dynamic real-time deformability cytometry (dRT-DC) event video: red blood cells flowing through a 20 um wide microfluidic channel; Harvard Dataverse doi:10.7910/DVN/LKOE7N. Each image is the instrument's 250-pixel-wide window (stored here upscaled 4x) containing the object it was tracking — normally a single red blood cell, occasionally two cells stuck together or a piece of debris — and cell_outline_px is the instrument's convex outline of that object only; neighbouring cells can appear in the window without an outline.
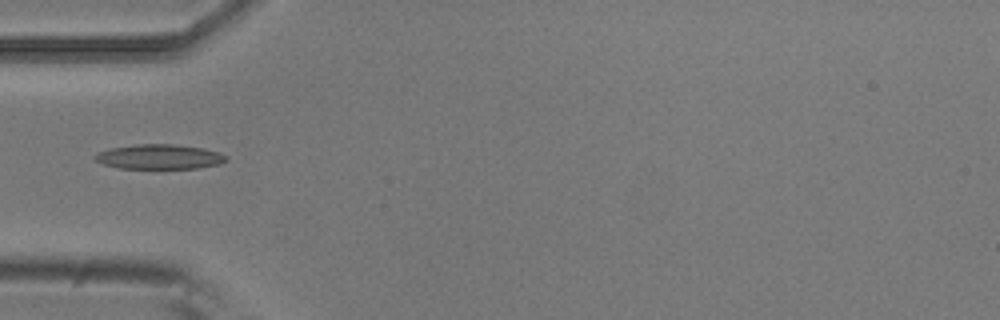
{"species": "common noctule bat (a hibernating species)", "species_latin": "Nyctalus noctula", "temperature_condition": "room temperature", "stored_images_in_passage": 5, "camera_frame_rate_fps": 3000, "um_per_image_px": 0.085, "animal": {"sex": "male", "body_mass_g": 20.5, "forearm_length_mm": 52.5}, "frame": {"image": 1, "passage_image": 4, "time_ms": 1.0, "image_size_px": [1000, 320], "cell_outline_px": [[228, 160], [220, 164], [196, 168], [120, 168], [104, 164], [96, 160], [92, 156], [100, 152], [112, 148], [136, 144], [176, 144], [204, 148], [220, 152], [228, 156]], "centroid_in_image_um": [13.61, 13.32], "position_along_channel_um": 71.4, "area_um2": 18.9}}
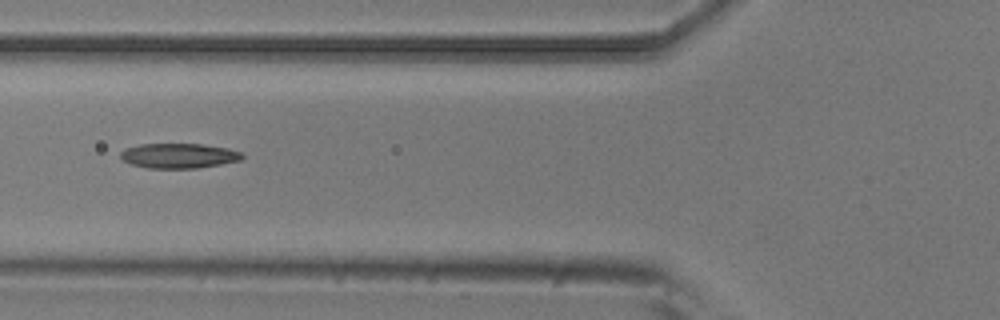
{"frame": {"image": 2, "passage_image": 5, "time_ms": 1.333, "image_size_px": [1000, 320], "cell_outline_px": [[244, 156], [240, 160], [220, 164], [196, 168], [148, 168], [132, 164], [124, 160], [120, 156], [120, 152], [124, 148], [140, 144], [204, 144], [228, 148], [240, 152]], "centroid_in_image_um": [15.18, 13.23], "position_along_channel_um": 110.6, "area_um2": 17.57}}